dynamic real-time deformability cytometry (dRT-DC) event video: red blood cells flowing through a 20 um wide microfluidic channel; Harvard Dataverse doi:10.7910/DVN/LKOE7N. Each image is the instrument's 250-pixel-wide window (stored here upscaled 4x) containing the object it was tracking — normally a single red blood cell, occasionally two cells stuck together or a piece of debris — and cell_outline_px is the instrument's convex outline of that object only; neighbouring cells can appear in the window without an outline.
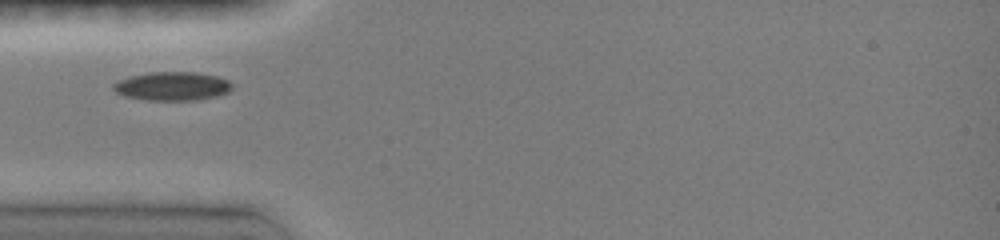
{"species": "common noctule bat (a hibernating species)", "species_latin": "Nyctalus noctula", "temperature_condition": "room temperature", "stored_images_in_passage": 4, "camera_frame_rate_fps": 3000, "um_per_image_px": 0.085, "animal": {"sex": "female", "body_mass_g": 19.0, "forearm_length_mm": 51.5}, "frame": {"image": 1, "passage_image": 1, "time_ms": 0.0, "image_size_px": [1000, 240], "cell_outline_px": [[232, 88], [228, 92], [216, 96], [196, 100], [148, 100], [124, 96], [116, 92], [112, 88], [112, 84], [128, 76], [148, 72], [196, 72], [216, 76], [228, 80], [232, 84]], "centroid_in_image_um": [14.62, 7.32], "position_along_channel_um": 70.4, "area_um2": 19.88}}
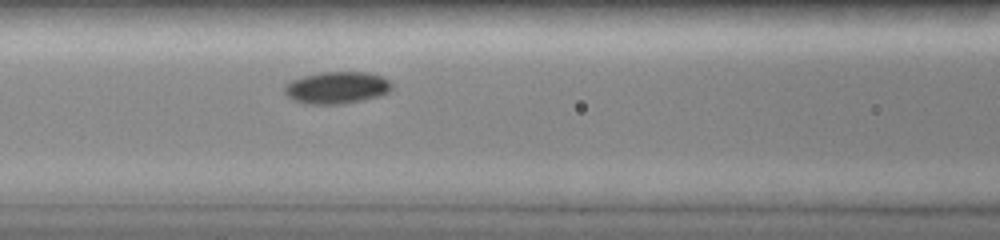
{"frame": {"image": 2, "passage_image": 4, "time_ms": 1.667, "image_size_px": [1000, 240], "cell_outline_px": [[392, 88], [388, 92], [380, 96], [344, 104], [304, 104], [292, 100], [284, 92], [284, 84], [292, 80], [304, 76], [320, 72], [364, 72], [384, 76], [392, 84]], "centroid_in_image_um": [28.62, 7.46], "position_along_channel_um": 138.0, "area_um2": 20.23}}